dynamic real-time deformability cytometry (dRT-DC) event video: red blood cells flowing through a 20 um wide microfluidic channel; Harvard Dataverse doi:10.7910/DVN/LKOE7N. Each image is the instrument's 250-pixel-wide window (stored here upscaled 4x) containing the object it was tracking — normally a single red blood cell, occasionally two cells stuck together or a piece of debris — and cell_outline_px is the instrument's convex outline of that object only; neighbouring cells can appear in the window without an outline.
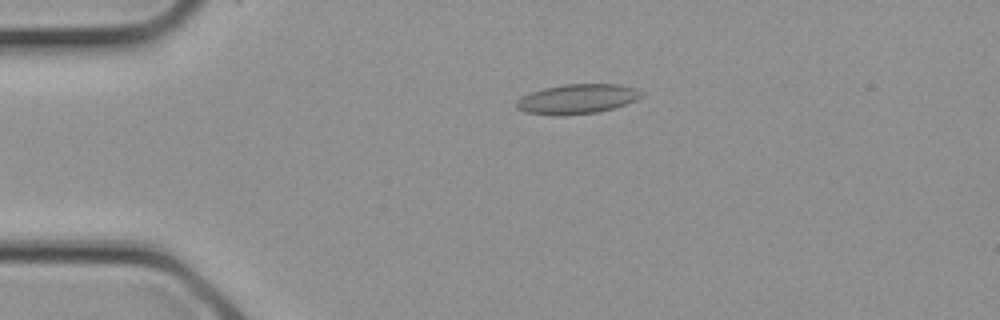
{"species": "common noctule bat (a hibernating species)", "species_latin": "Nyctalus noctula", "temperature_condition": "cold", "stored_images_in_passage": 2, "camera_frame_rate_fps": 3000, "um_per_image_px": 0.085, "animal": {"sex": "female", "body_mass_g": 21.9}, "frame": {"image": 1, "passage_image": 1, "time_ms": 0.0, "image_size_px": [1000, 320], "cell_outline_px": [[644, 96], [636, 100], [612, 108], [596, 112], [560, 116], [524, 112], [516, 108], [516, 100], [532, 92], [544, 88], [564, 84], [620, 84], [636, 88]], "centroid_in_image_um": [49.05, 8.41], "position_along_channel_um": 35.9, "area_um2": 21.5}}
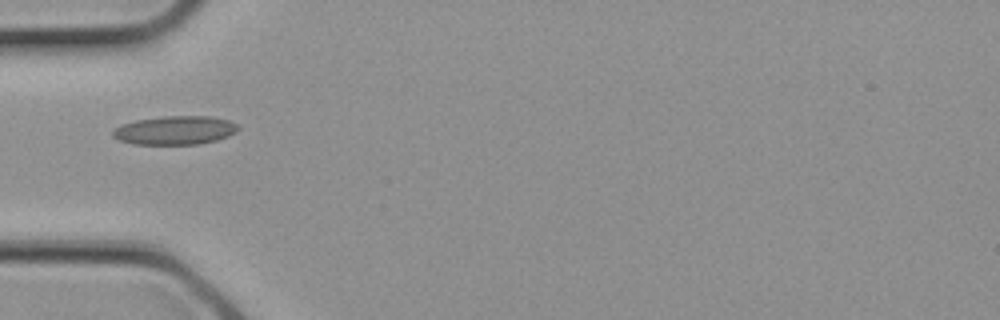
{"frame": {"image": 2, "passage_image": 2, "time_ms": 0.333, "image_size_px": [1000, 320], "cell_outline_px": [[240, 128], [236, 132], [228, 136], [216, 140], [196, 144], [132, 144], [120, 140], [112, 136], [112, 132], [120, 124], [136, 120], [164, 116], [208, 116], [228, 120], [236, 124]], "centroid_in_image_um": [14.86, 11.07], "position_along_channel_um": 70.1, "area_um2": 20.87}}